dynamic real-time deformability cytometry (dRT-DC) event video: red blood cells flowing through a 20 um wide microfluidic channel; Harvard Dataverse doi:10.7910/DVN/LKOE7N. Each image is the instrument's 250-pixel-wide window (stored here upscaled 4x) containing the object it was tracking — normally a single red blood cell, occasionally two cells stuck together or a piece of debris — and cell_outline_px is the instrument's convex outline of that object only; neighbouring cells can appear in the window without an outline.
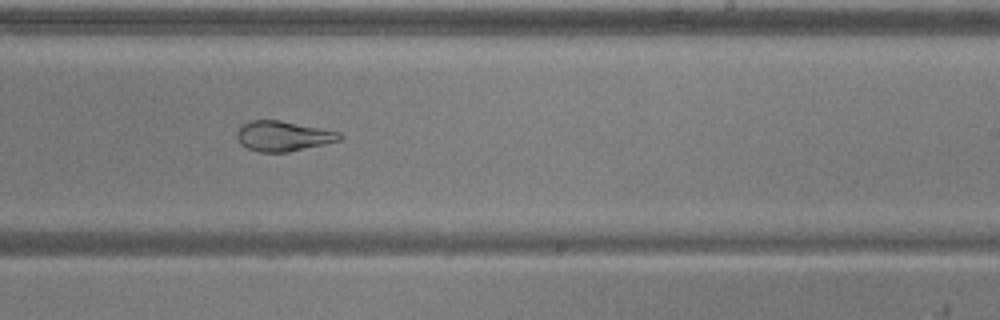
{"species": "common noctule bat (a hibernating species)", "species_latin": "Nyctalus noctula", "temperature_condition": "warm", "stored_images_in_passage": 51, "camera_frame_rate_fps": 3000, "um_per_image_px": 0.085, "animal": {"sex": "male", "body_mass_g": 20.5, "forearm_length_mm": 52.5}, "frame": {"image": 1, "passage_image": 30, "time_ms": 9.667, "image_size_px": [1000, 320], "cell_outline_px": [[344, 136], [340, 140], [324, 144], [288, 152], [256, 152], [240, 144], [236, 136], [236, 132], [240, 124], [248, 120], [280, 120], [340, 132]], "centroid_in_image_um": [24.02, 11.56], "position_along_channel_um": 265.0, "area_um2": 18.21}, "authors_computed_cell_mechanics": {"area_um2": 24.3916, "velocity_mm_per_s": 3.8597, "shape_relaxation_time_tau1_ms": null, "shape_relaxation_time_tau2_ms": 4.8335, "deformation_change_tau1": null, "deformation_change_tau2": 0.1024}}